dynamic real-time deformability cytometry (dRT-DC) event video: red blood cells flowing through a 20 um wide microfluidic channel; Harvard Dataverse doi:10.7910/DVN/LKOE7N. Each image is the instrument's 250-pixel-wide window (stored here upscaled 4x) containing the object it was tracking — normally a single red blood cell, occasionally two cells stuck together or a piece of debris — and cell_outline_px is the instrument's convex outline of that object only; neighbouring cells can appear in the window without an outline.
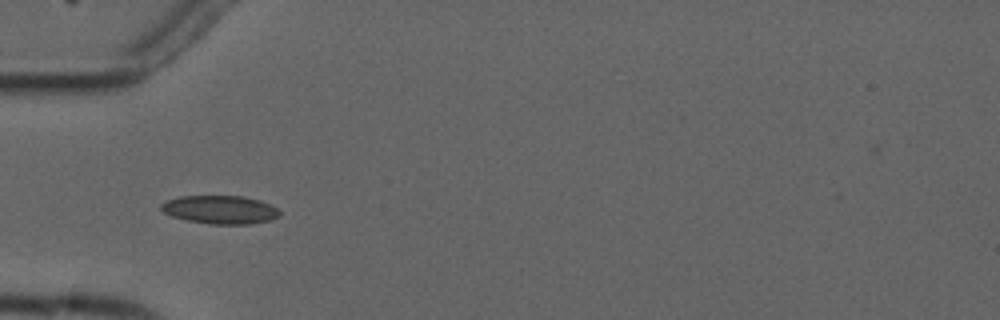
{"species": "common noctule bat (a hibernating species)", "species_latin": "Nyctalus noctula", "temperature_condition": "cold", "stored_images_in_passage": 10, "camera_frame_rate_fps": 3000, "um_per_image_px": 0.085, "animal": {"sex": "male", "forearm_length_mm": 52.5}, "frame": {"image": 1, "passage_image": 4, "time_ms": 4.333, "image_size_px": [1000, 320], "cell_outline_px": [[280, 216], [272, 220], [248, 224], [208, 224], [188, 220], [172, 216], [164, 212], [160, 208], [160, 204], [168, 200], [180, 196], [244, 196], [260, 200], [276, 208], [280, 212]], "centroid_in_image_um": [18.72, 17.82], "position_along_channel_um": 66.3, "area_um2": 19.54}}
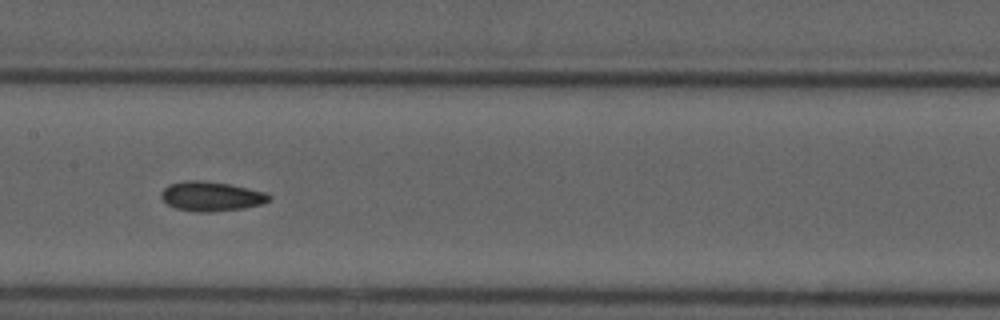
{"frame": {"image": 2, "passage_image": 7, "time_ms": 7.667, "image_size_px": [1000, 320], "cell_outline_px": [[272, 196], [268, 200], [260, 204], [240, 208], [208, 212], [200, 212], [176, 208], [168, 204], [160, 196], [160, 192], [168, 184], [184, 180], [204, 180], [228, 184], [248, 188], [264, 192]], "centroid_in_image_um": [17.9, 16.66], "position_along_channel_um": 189.5, "area_um2": 18.32}}
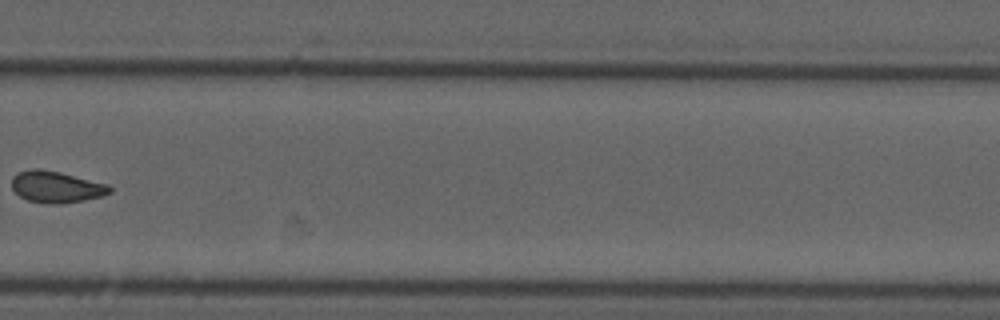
{"frame": {"image": 3, "passage_image": 10, "time_ms": 11.333, "image_size_px": [1000, 320], "cell_outline_px": [[112, 192], [104, 196], [84, 200], [60, 204], [48, 204], [28, 200], [20, 196], [12, 188], [12, 176], [16, 172], [32, 168], [60, 172], [108, 184], [112, 188]], "centroid_in_image_um": [4.79, 15.89], "position_along_channel_um": 325.0, "area_um2": 18.09}}